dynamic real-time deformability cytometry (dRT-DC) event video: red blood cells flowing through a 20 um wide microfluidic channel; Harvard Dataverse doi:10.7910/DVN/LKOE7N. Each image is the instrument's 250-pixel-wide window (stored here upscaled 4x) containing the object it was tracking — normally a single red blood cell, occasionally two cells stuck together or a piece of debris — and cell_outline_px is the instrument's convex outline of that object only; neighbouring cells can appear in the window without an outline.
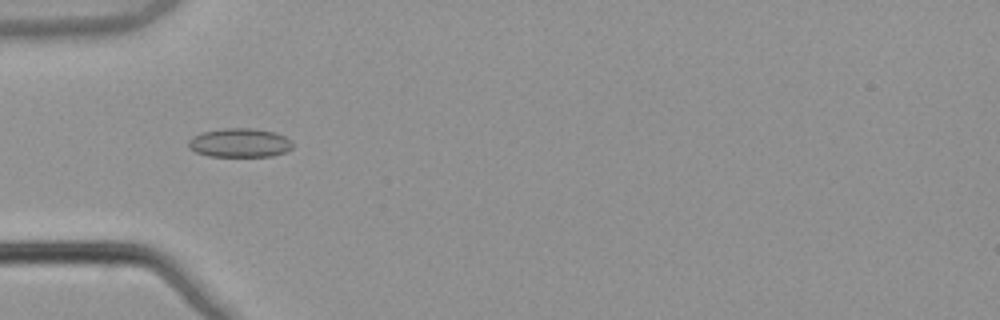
{"species": "common noctule bat (a hibernating species)", "species_latin": "Nyctalus noctula", "temperature_condition": "warm", "stored_images_in_passage": 7, "camera_frame_rate_fps": 3000, "um_per_image_px": 0.085, "animal": {"sex": "male", "body_mass_g": 21.5, "forearm_length_mm": 52.0}, "frame": {"image": 1, "passage_image": 5, "time_ms": 1.333, "image_size_px": [1000, 320], "cell_outline_px": [[292, 148], [284, 152], [272, 156], [208, 156], [196, 152], [188, 148], [188, 140], [192, 136], [204, 132], [224, 128], [252, 128], [276, 132], [292, 140]], "centroid_in_image_um": [20.37, 12.13], "position_along_channel_um": 64.6, "area_um2": 17.63}}
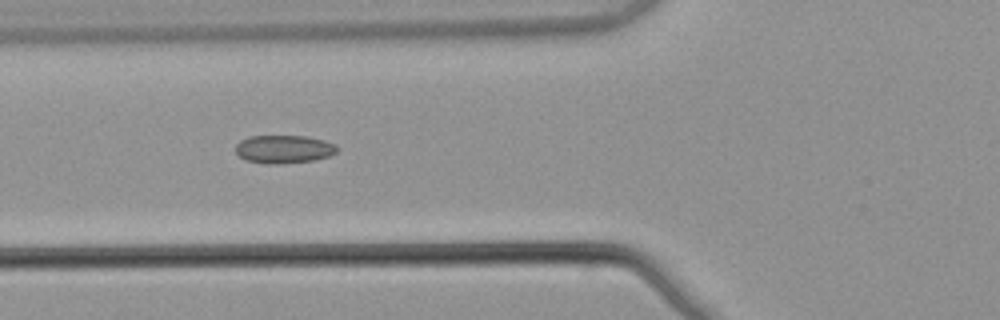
{"frame": {"image": 2, "passage_image": 6, "time_ms": 1.667, "image_size_px": [1000, 320], "cell_outline_px": [[340, 148], [336, 152], [328, 156], [312, 160], [276, 164], [268, 164], [248, 160], [240, 156], [236, 152], [236, 144], [240, 140], [248, 136], [308, 136], [324, 140], [336, 144]], "centroid_in_image_um": [24.15, 12.66], "position_along_channel_um": 101.7, "area_um2": 16.59}}
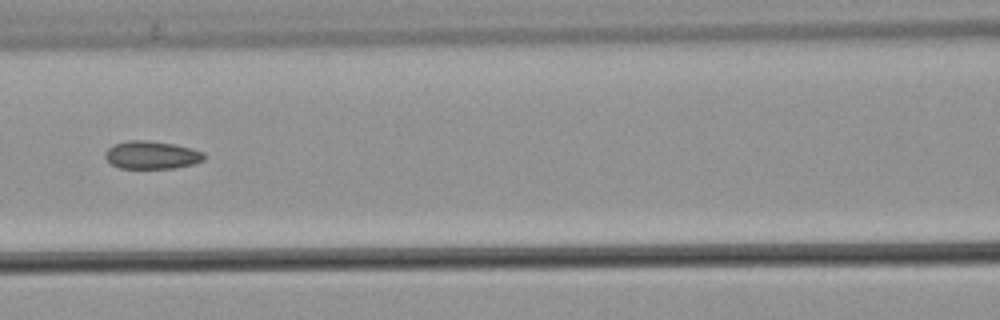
{"frame": {"image": 3, "passage_image": 7, "time_ms": 2.0, "image_size_px": [1000, 320], "cell_outline_px": [[204, 160], [192, 164], [176, 168], [120, 168], [112, 164], [104, 156], [104, 152], [108, 148], [116, 144], [128, 140], [144, 140], [172, 144], [192, 148], [204, 152]], "centroid_in_image_um": [12.89, 13.18], "position_along_channel_um": 153.7, "area_um2": 15.95}}